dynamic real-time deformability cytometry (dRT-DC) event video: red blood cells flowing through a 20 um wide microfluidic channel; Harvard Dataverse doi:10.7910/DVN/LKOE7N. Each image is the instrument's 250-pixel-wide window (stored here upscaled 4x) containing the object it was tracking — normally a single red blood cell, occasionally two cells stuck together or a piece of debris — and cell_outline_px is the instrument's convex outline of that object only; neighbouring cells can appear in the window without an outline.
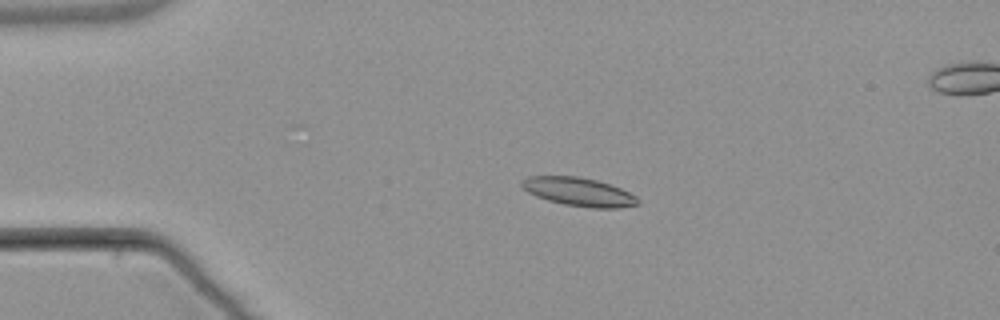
{"species": "common noctule bat (a hibernating species)", "species_latin": "Nyctalus noctula", "temperature_condition": "warm", "stored_images_in_passage": 6, "segment_of_instrument_passage": [1, 2], "camera_frame_rate_fps": 3000, "um_per_image_px": 0.085, "animal": {"sex": "male", "body_mass_g": 21.5, "forearm_length_mm": 52.0}, "frame": {"image": 1, "passage_image": 4, "time_ms": 3.667, "image_size_px": [1000, 320], "cell_outline_px": [[640, 204], [620, 208], [592, 208], [564, 204], [548, 200], [536, 196], [528, 192], [520, 184], [528, 176], [580, 176], [596, 180], [620, 188], [636, 196], [640, 200]], "centroid_in_image_um": [49.23, 16.31], "position_along_channel_um": 35.8, "area_um2": 19.19}}